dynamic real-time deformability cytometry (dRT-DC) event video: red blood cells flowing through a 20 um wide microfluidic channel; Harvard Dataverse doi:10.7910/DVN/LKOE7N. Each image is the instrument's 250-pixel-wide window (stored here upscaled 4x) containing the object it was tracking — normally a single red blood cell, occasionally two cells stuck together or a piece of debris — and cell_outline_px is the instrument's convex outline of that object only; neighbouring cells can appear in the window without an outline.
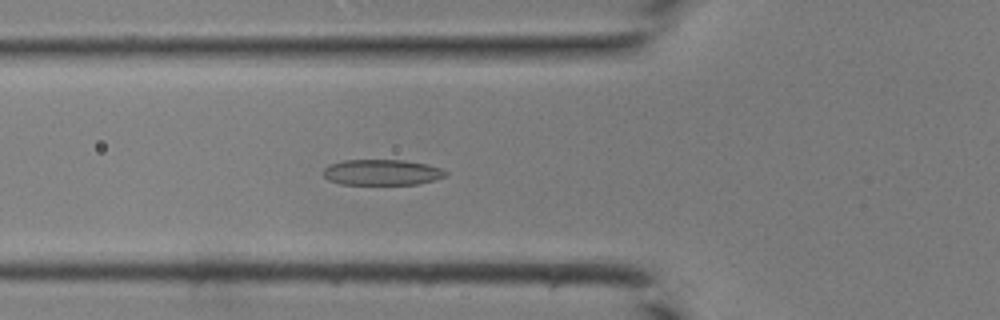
{"species": "common noctule bat (a hibernating species)", "species_latin": "Nyctalus noctula", "temperature_condition": "room temperature", "stored_images_in_passage": 39, "camera_frame_rate_fps": 3000, "um_per_image_px": 0.085, "animal": {"sex": "male", "body_mass_g": 19.0, "forearm_length_mm": 50.8}, "frame": {"image": 1, "passage_image": 12, "time_ms": 3.667, "image_size_px": [1000, 320], "cell_outline_px": [[448, 172], [444, 176], [432, 180], [416, 184], [340, 184], [328, 180], [324, 176], [324, 168], [328, 164], [344, 160], [404, 160], [428, 164], [440, 168]], "centroid_in_image_um": [32.43, 14.64], "position_along_channel_um": 93.4, "area_um2": 18.26}}
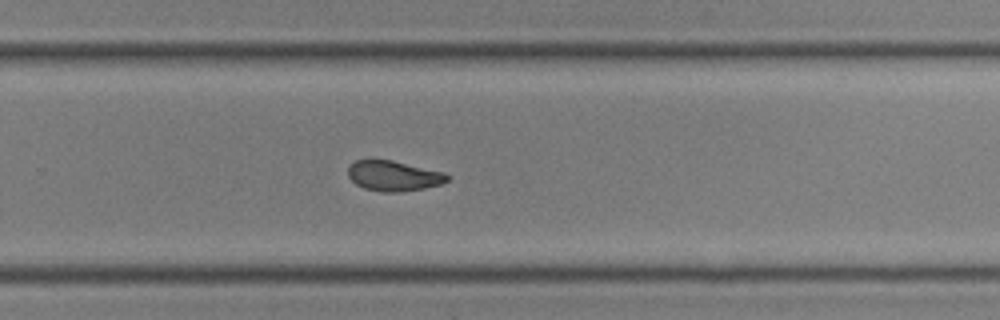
{"frame": {"image": 2, "passage_image": 25, "time_ms": 8.0, "image_size_px": [1000, 320], "cell_outline_px": [[452, 176], [448, 180], [440, 184], [424, 188], [396, 192], [384, 192], [364, 188], [356, 184], [348, 176], [348, 168], [356, 160], [392, 160], [444, 172]], "centroid_in_image_um": [33.48, 14.95], "position_along_channel_um": 296.3, "area_um2": 17.34}}
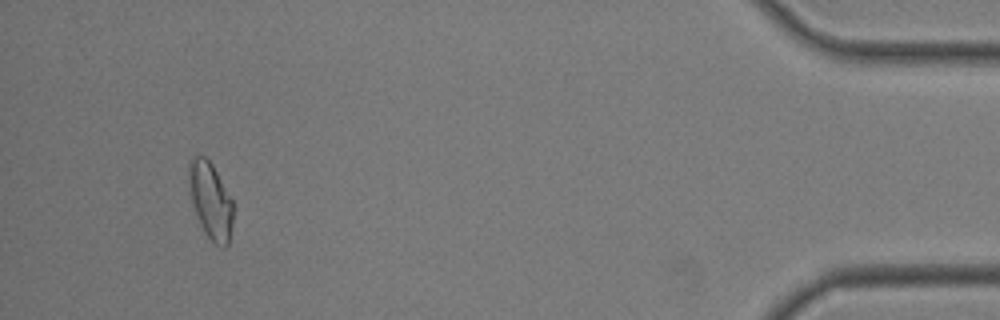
{"frame": {"image": 3, "passage_image": 37, "time_ms": 12.0, "image_size_px": [1000, 320], "cell_outline_px": [[232, 224], [228, 244], [224, 248], [216, 244], [204, 232], [200, 224], [188, 192], [188, 164], [192, 156], [204, 156], [212, 164], [232, 200]], "centroid_in_image_um": [17.86, 17.02], "position_along_channel_um": 417.3, "area_um2": 19.65}}